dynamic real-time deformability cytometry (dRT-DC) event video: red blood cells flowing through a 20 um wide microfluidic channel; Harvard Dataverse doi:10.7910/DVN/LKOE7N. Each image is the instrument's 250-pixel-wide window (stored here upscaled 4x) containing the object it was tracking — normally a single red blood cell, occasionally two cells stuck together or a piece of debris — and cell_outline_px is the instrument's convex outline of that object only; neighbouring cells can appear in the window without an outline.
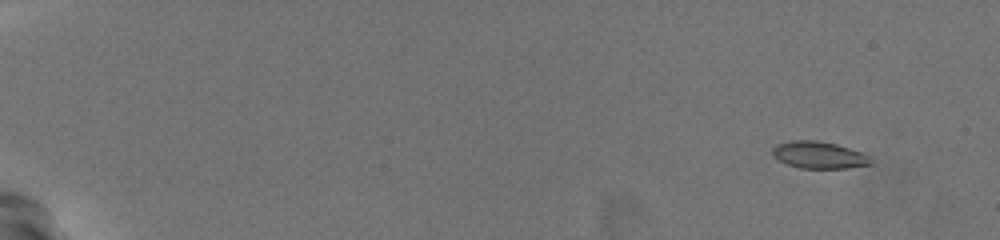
{"species": "common noctule bat (a hibernating species)", "species_latin": "Nyctalus noctula", "temperature_condition": "warm", "stored_images_in_passage": 55, "camera_frame_rate_fps": 3000, "um_per_image_px": 0.085, "animal": {"sex": "female", "body_mass_g": 19.5, "forearm_length_mm": 54.1}, "frame": {"image": 1, "passage_image": 1, "time_ms": 0.0, "image_size_px": [1000, 240], "cell_outline_px": [[872, 164], [848, 168], [800, 168], [788, 164], [772, 156], [772, 148], [776, 144], [792, 140], [816, 140], [836, 144], [864, 152], [872, 160]], "centroid_in_image_um": [69.62, 13.17], "position_along_channel_um": 15.4, "area_um2": 15.55}}
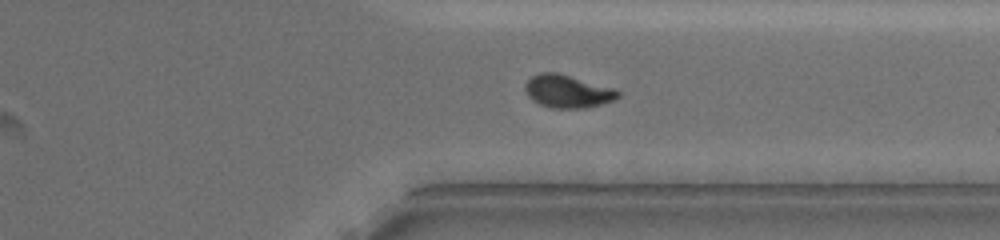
{"frame": {"image": 2, "passage_image": 44, "time_ms": 14.333, "image_size_px": [1000, 240], "cell_outline_px": [[620, 96], [612, 100], [600, 104], [584, 108], [552, 108], [540, 104], [532, 100], [528, 96], [524, 88], [528, 80], [532, 76], [540, 72], [556, 72], [612, 88], [620, 92]], "centroid_in_image_um": [48.21, 7.76], "position_along_channel_um": 363.2, "area_um2": 17.46}}
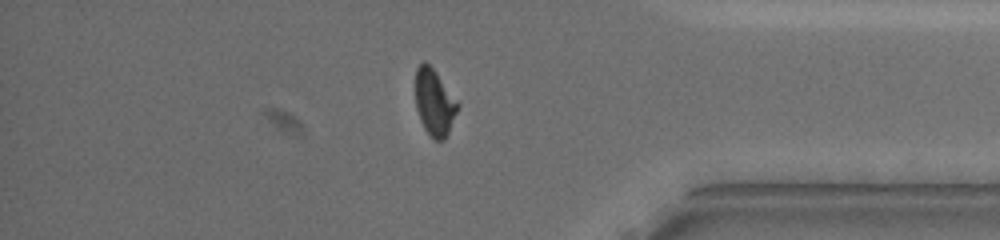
{"frame": {"image": 3, "passage_image": 48, "time_ms": 15.667, "image_size_px": [1000, 240], "cell_outline_px": [[460, 104], [448, 132], [444, 140], [436, 140], [424, 128], [420, 120], [416, 108], [416, 68], [424, 60], [436, 72]], "centroid_in_image_um": [36.92, 8.69], "position_along_channel_um": 398.3, "area_um2": 16.07}, "authors_computed_cell_mechanics": {"area_um2": 17.1088, "velocity_mm_per_s": 3.7383, "shape_relaxation_time_tau1_ms": 3.6999, "shape_relaxation_time_tau2_ms": 1.7104, "deformation_change_tau1": 0.167, "deformation_change_tau2": 0.0397}}